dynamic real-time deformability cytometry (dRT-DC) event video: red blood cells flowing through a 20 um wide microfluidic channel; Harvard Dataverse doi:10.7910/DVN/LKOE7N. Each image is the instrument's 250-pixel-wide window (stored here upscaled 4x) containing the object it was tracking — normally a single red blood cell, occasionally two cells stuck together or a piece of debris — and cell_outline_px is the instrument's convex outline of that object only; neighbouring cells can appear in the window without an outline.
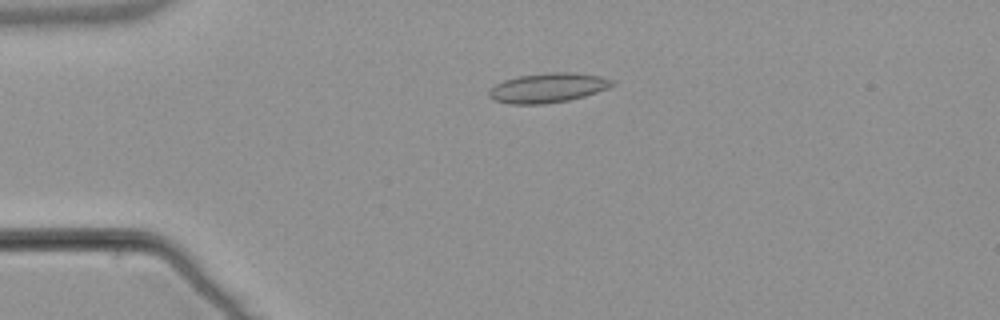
{"species": "common noctule bat (a hibernating species)", "species_latin": "Nyctalus noctula", "temperature_condition": "warm", "stored_images_in_passage": 54, "camera_frame_rate_fps": 3000, "um_per_image_px": 0.085, "animal": {"sex": "male", "body_mass_g": 21.5, "forearm_length_mm": 52.0}, "frame": {"image": 1, "passage_image": 13, "time_ms": 4.0, "image_size_px": [1000, 320], "cell_outline_px": [[616, 84], [608, 88], [584, 96], [568, 100], [544, 104], [508, 104], [496, 100], [488, 96], [488, 92], [496, 84], [504, 80], [520, 76], [548, 72], [572, 72], [600, 76], [612, 80]], "centroid_in_image_um": [46.58, 7.46], "position_along_channel_um": 38.4, "area_um2": 21.1}}
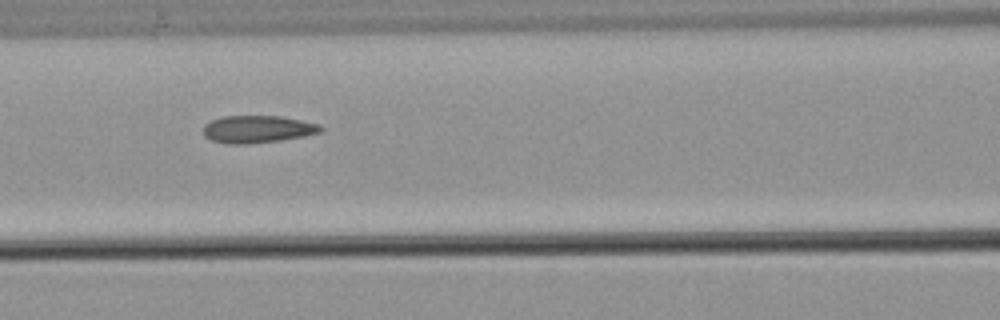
{"frame": {"image": 2, "passage_image": 24, "time_ms": 7.667, "image_size_px": [1000, 320], "cell_outline_px": [[324, 128], [320, 132], [304, 136], [280, 140], [244, 144], [228, 144], [212, 140], [204, 136], [204, 124], [212, 120], [224, 116], [280, 116], [320, 124]], "centroid_in_image_um": [21.89, 10.98], "position_along_channel_um": 144.7, "area_um2": 18.61}}
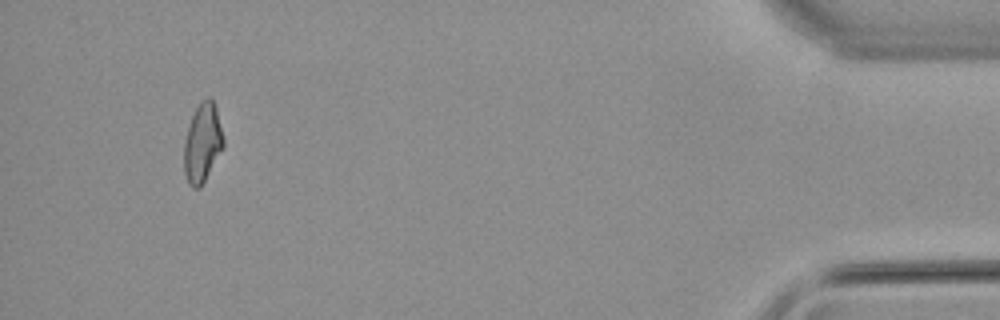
{"frame": {"image": 3, "passage_image": 51, "time_ms": 16.667, "image_size_px": [1000, 320], "cell_outline_px": [[224, 148], [200, 188], [192, 188], [188, 184], [184, 172], [184, 144], [188, 128], [192, 116], [196, 108], [208, 96], [212, 96], [216, 108], [224, 140]], "centroid_in_image_um": [17.22, 12.18], "position_along_channel_um": 418.0, "area_um2": 18.09}, "authors_computed_cell_mechanics": {"area_um2": 18.7272, "velocity_mm_per_s": 3.8393, "shape_relaxation_time_tau1_ms": null, "shape_relaxation_time_tau2_ms": 2.6103, "deformation_change_tau1": null, "deformation_change_tau2": 0.0994}}